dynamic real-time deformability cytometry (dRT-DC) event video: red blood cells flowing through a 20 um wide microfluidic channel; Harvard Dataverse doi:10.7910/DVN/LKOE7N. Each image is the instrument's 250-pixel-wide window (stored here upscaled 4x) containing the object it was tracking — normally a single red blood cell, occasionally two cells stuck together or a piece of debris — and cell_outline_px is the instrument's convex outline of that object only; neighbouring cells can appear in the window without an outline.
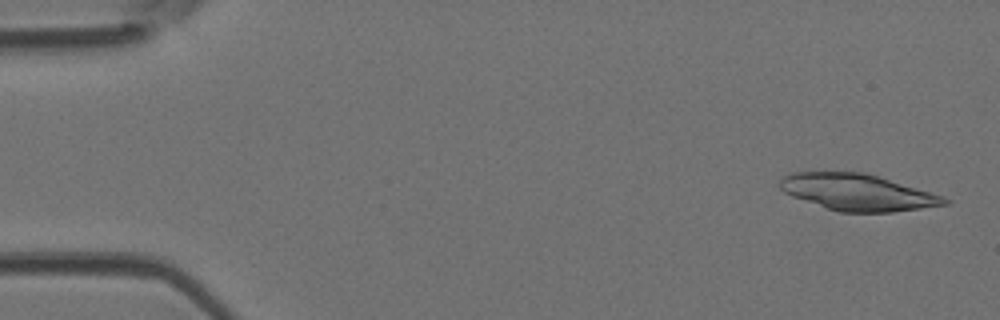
{"species": "Egyptian fruit bat (a non-hibernating species)", "species_latin": "Rousettus aegyptiacus", "temperature_condition": "room temperature", "stored_images_in_passage": 7, "camera_frame_rate_fps": 3000, "um_per_image_px": 0.085, "animal": {"sex": "female"}, "frame": {"image": 1, "passage_image": 1, "time_ms": 0.0, "image_size_px": [1000, 320], "cell_outline_px": [[952, 200], [948, 204], [892, 212], [840, 212], [792, 196], [784, 192], [776, 184], [788, 172], [864, 172], [944, 196]], "centroid_in_image_um": [72.87, 16.34], "position_along_channel_um": 12.1, "area_um2": 34.8}}
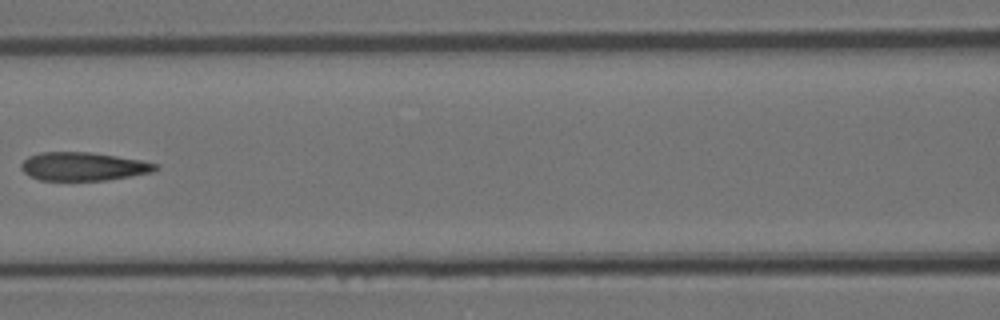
{"frame": {"image": 2, "passage_image": 6, "time_ms": 1.667, "image_size_px": [1000, 320], "cell_outline_px": [[160, 168], [152, 172], [132, 176], [108, 180], [40, 180], [28, 176], [20, 168], [20, 164], [28, 156], [40, 152], [88, 152], [116, 156], [140, 160], [160, 164]], "centroid_in_image_um": [7.08, 14.15], "position_along_channel_um": 159.5, "area_um2": 22.37}}
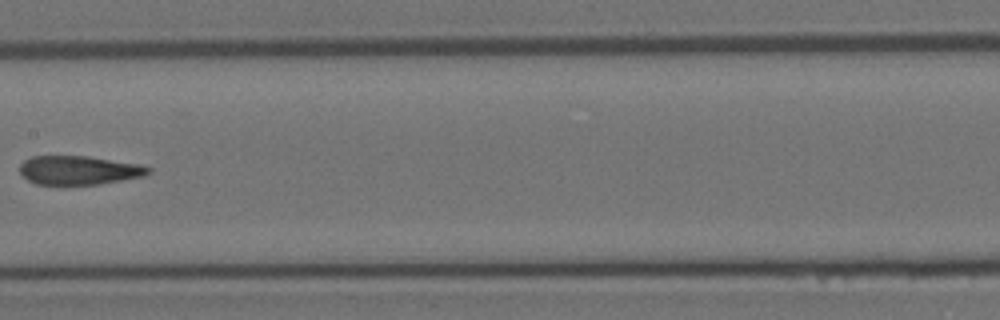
{"frame": {"image": 3, "passage_image": 7, "time_ms": 2.0, "image_size_px": [1000, 320], "cell_outline_px": [[152, 172], [144, 176], [100, 184], [36, 184], [28, 180], [20, 172], [20, 164], [24, 160], [32, 156], [88, 156], [140, 164], [152, 168]], "centroid_in_image_um": [6.74, 14.46], "position_along_channel_um": 200.7, "area_um2": 21.62}}